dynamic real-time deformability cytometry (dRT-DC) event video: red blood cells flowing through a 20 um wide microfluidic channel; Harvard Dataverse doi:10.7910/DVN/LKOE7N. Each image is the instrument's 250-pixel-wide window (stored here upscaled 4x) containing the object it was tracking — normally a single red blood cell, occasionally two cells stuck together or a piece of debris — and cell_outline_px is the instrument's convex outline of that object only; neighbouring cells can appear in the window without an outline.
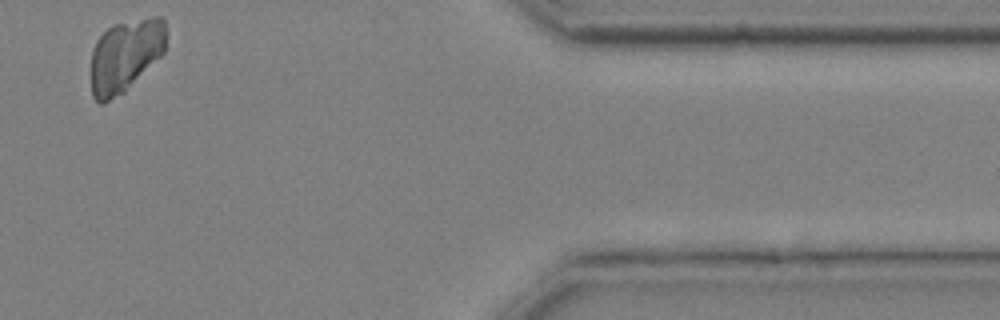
{"species": "common noctule bat (a hibernating species)", "species_latin": "Nyctalus noctula", "temperature_condition": "cold", "stored_images_in_passage": 11, "camera_frame_rate_fps": 3000, "um_per_image_px": 0.085, "animal": {"sex": "male", "body_mass_g": 20.4}, "frame": {"image": 1, "passage_image": 11, "time_ms": 3.333, "image_size_px": [1000, 320], "cell_outline_px": [[164, 52], [124, 92], [104, 104], [100, 104], [92, 96], [92, 48], [96, 40], [112, 24], [148, 16], [160, 16], [164, 20]], "centroid_in_image_um": [10.63, 4.7], "position_along_channel_um": 400.8, "area_um2": 31.67}}